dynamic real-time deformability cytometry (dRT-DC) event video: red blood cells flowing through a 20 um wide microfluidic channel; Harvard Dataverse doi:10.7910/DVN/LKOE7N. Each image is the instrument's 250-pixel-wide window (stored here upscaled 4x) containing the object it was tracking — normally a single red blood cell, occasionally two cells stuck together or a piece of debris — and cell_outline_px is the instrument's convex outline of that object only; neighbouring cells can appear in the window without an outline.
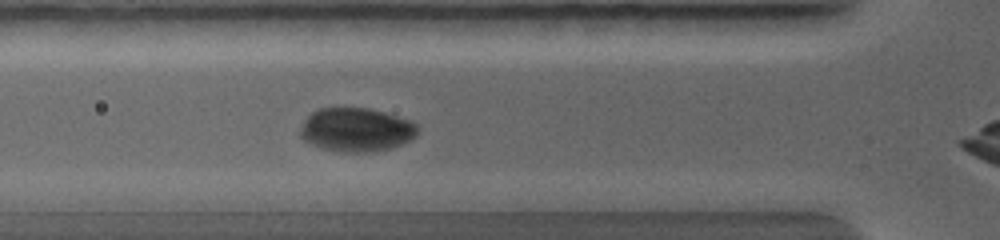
{"species": "common noctule bat (a hibernating species)", "species_latin": "Nyctalus noctula", "temperature_condition": "warm", "stored_images_in_passage": 21, "camera_frame_rate_fps": 5000, "um_per_image_px": 0.085, "animal": {"sex": "female", "body_mass_g": 19.0, "forearm_length_mm": 56.7}, "frame": {"image": 1, "passage_image": 6, "time_ms": 1.8, "image_size_px": [1000, 240], "cell_outline_px": [[416, 132], [408, 140], [392, 148], [376, 152], [336, 152], [320, 148], [304, 140], [300, 136], [304, 124], [308, 116], [312, 112], [320, 108], [372, 108], [408, 120], [416, 128]], "centroid_in_image_um": [30.24, 11.04], "position_along_channel_um": 95.6, "area_um2": 29.48}}
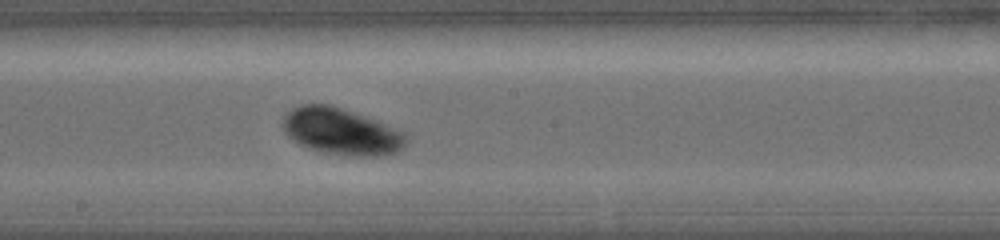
{"frame": {"image": 2, "passage_image": 12, "time_ms": 4.0, "image_size_px": [1000, 240], "cell_outline_px": [[404, 144], [396, 152], [384, 156], [344, 156], [324, 152], [300, 144], [288, 132], [284, 124], [284, 116], [292, 108], [300, 104], [328, 104], [340, 108], [360, 116], [400, 136], [404, 140]], "centroid_in_image_um": [28.86, 11.2], "position_along_channel_um": 219.3, "area_um2": 31.15}}
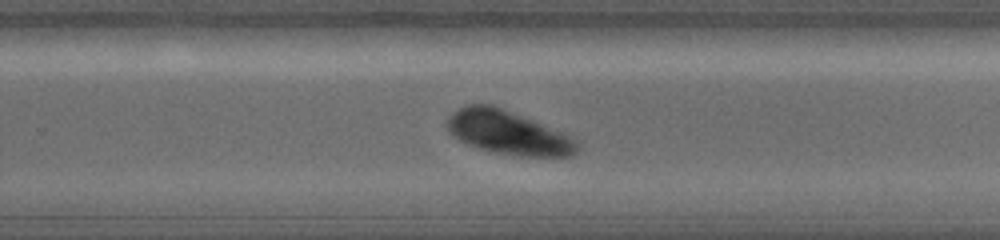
{"frame": {"image": 3, "passage_image": 15, "time_ms": 5.2, "image_size_px": [1000, 240], "cell_outline_px": [[576, 152], [572, 156], [516, 156], [480, 148], [464, 140], [452, 132], [448, 124], [448, 120], [460, 108], [468, 104], [492, 104], [528, 120], [568, 140], [576, 148]], "centroid_in_image_um": [43.06, 11.27], "position_along_channel_um": 286.7, "area_um2": 30.17}}